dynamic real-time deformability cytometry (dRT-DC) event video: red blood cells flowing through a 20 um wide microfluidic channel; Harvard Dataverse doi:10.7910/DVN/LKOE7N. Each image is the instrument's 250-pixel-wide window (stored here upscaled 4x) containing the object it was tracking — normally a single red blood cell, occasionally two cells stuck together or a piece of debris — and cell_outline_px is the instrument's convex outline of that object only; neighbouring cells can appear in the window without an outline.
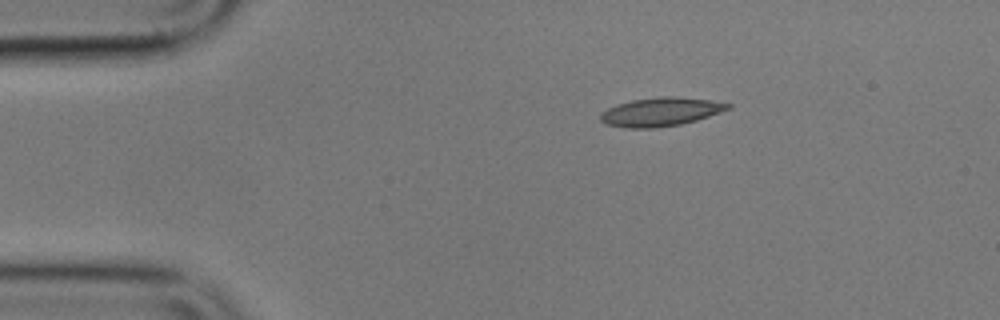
{"species": "common noctule bat (a hibernating species)", "species_latin": "Nyctalus noctula", "temperature_condition": "cold", "stored_images_in_passage": 47, "camera_frame_rate_fps": 3000, "um_per_image_px": 0.085, "animal": {"sex": "male", "body_mass_g": 17.9}, "frame": {"image": 1, "passage_image": 1, "time_ms": 0.0, "image_size_px": [1000, 320], "cell_outline_px": [[732, 108], [696, 120], [680, 124], [652, 128], [624, 128], [604, 124], [600, 120], [600, 116], [608, 108], [632, 100], [664, 96], [672, 96], [708, 100], [732, 104]], "centroid_in_image_um": [56.15, 9.51], "position_along_channel_um": 28.8, "area_um2": 20.98}}
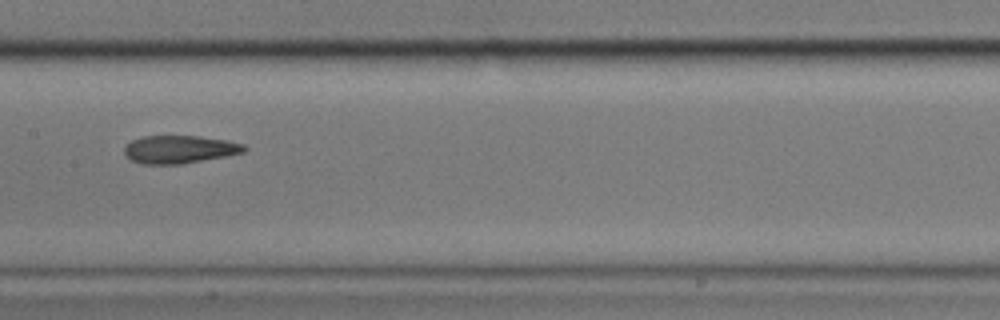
{"frame": {"image": 2, "passage_image": 19, "time_ms": 6.0, "image_size_px": [1000, 320], "cell_outline_px": [[248, 148], [244, 152], [224, 156], [180, 164], [144, 164], [132, 160], [124, 156], [124, 148], [132, 140], [144, 136], [196, 136], [228, 140], [244, 144]], "centroid_in_image_um": [15.25, 12.69], "position_along_channel_um": 192.1, "area_um2": 19.36}}
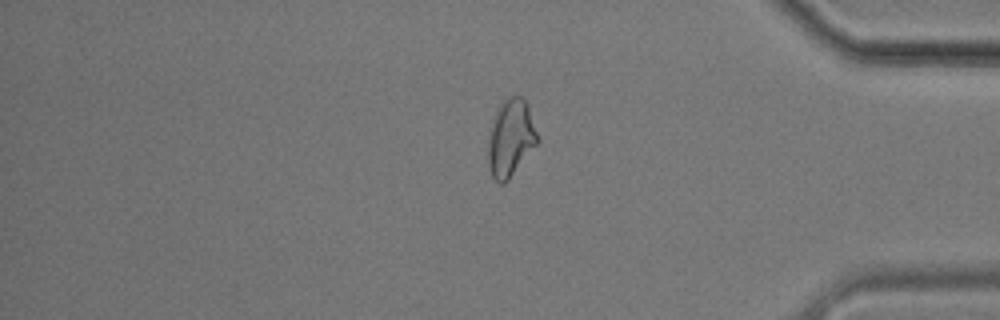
{"frame": {"image": 3, "passage_image": 38, "time_ms": 12.333, "image_size_px": [1000, 320], "cell_outline_px": [[540, 140], [508, 180], [504, 184], [500, 184], [492, 176], [488, 168], [488, 140], [492, 120], [500, 104], [504, 100], [512, 96], [524, 96], [528, 104]], "centroid_in_image_um": [43.41, 11.72], "position_along_channel_um": 391.8, "area_um2": 22.31}, "authors_computed_cell_mechanics": {"area_um2": 20.2878, "velocity_mm_per_s": 3.5528, "shape_relaxation_time_tau1_ms": null, "shape_relaxation_time_tau2_ms": 1.8265, "deformation_change_tau1": null, "deformation_change_tau2": 0.0877}}